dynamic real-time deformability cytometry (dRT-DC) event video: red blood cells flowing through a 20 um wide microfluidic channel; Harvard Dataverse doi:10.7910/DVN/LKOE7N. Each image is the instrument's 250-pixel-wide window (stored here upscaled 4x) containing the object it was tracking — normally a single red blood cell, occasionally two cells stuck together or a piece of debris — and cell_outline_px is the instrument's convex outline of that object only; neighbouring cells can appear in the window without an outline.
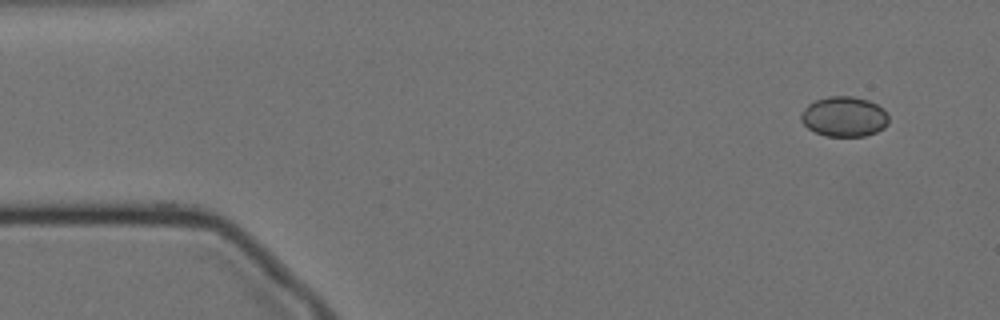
{"species": "Egyptian fruit bat (a non-hibernating species)", "species_latin": "Rousettus aegyptiacus", "temperature_condition": "cold", "stored_images_in_passage": 54, "camera_frame_rate_fps": 3000, "um_per_image_px": 0.085, "animal": {"sex": "female"}, "frame": {"image": 1, "passage_image": 1, "time_ms": 0.0, "image_size_px": [1000, 320], "cell_outline_px": [[888, 124], [884, 128], [876, 132], [864, 136], [824, 136], [808, 128], [800, 120], [800, 116], [804, 108], [808, 104], [816, 100], [828, 96], [852, 96], [868, 100], [884, 108], [888, 116]], "centroid_in_image_um": [71.76, 9.91], "position_along_channel_um": 13.2, "area_um2": 20.58}}
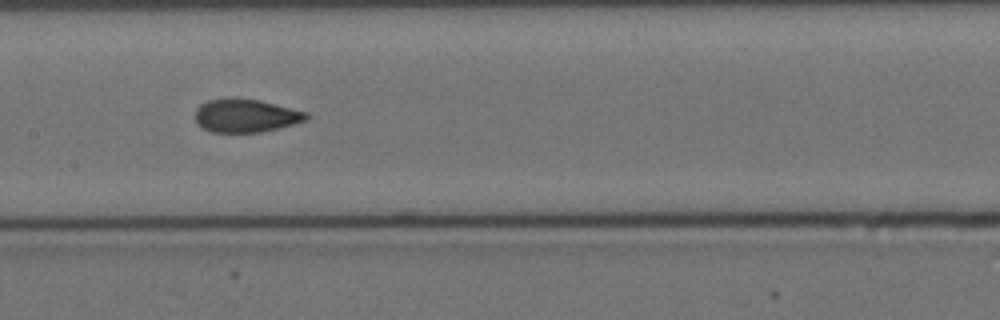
{"frame": {"image": 2, "passage_image": 24, "time_ms": 7.667, "image_size_px": [1000, 320], "cell_outline_px": [[308, 120], [260, 132], [212, 132], [196, 124], [196, 108], [200, 104], [208, 100], [228, 96], [236, 96], [260, 100], [308, 112]], "centroid_in_image_um": [20.86, 9.79], "position_along_channel_um": 186.5, "area_um2": 21.85}}
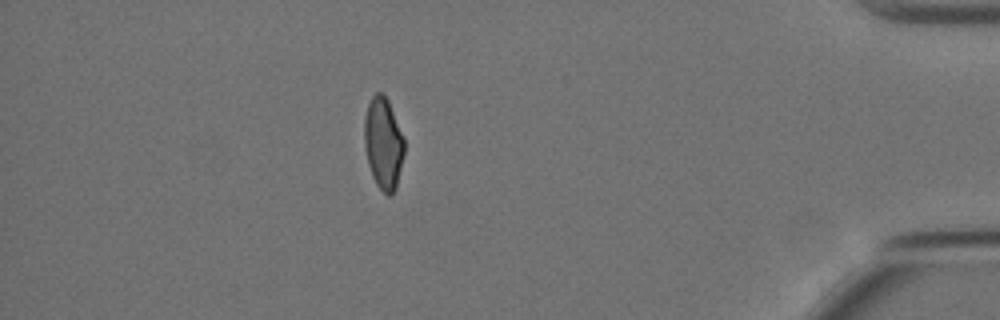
{"frame": {"image": 3, "passage_image": 47, "time_ms": 15.333, "image_size_px": [1000, 320], "cell_outline_px": [[404, 152], [396, 188], [392, 196], [388, 196], [376, 184], [372, 176], [368, 164], [364, 148], [364, 116], [368, 104], [372, 96], [376, 92], [384, 92], [388, 100], [404, 140]], "centroid_in_image_um": [32.56, 12.18], "position_along_channel_um": 402.6, "area_um2": 21.39}, "authors_computed_cell_mechanics": {"area_um2": 21.7617, "velocity_mm_per_s": 3.477, "shape_relaxation_time_tau1_ms": 2.5209, "shape_relaxation_time_tau2_ms": 1.7647, "deformation_change_tau1": 0.1149, "deformation_change_tau2": 0.0806}}